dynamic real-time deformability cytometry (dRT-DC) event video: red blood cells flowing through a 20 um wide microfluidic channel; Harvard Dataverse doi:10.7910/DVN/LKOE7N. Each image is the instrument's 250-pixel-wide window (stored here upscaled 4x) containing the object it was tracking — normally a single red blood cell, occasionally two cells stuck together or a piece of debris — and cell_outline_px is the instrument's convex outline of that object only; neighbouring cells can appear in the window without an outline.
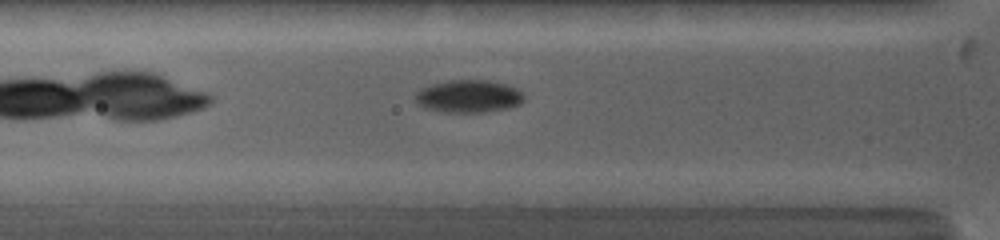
{"species": "common noctule bat (a hibernating species)", "species_latin": "Nyctalus noctula", "temperature_condition": "warm", "stored_images_in_passage": 31, "camera_frame_rate_fps": 5000, "um_per_image_px": 0.085, "animal": {"sex": "female", "body_mass_g": 19.0, "forearm_length_mm": 53.3}, "frame": {"image": 1, "passage_image": 6, "time_ms": 2.0, "image_size_px": [1000, 240], "cell_outline_px": [[524, 100], [520, 104], [508, 108], [484, 112], [444, 112], [424, 108], [416, 104], [416, 92], [420, 88], [432, 84], [448, 80], [488, 80], [508, 84], [524, 92]], "centroid_in_image_um": [39.84, 8.18], "position_along_channel_um": 86.0, "area_um2": 20.92}}
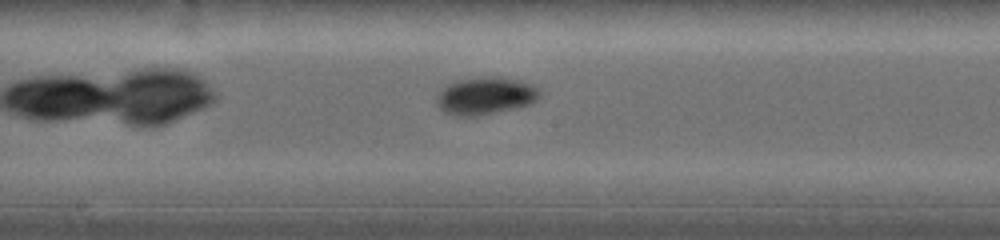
{"frame": {"image": 2, "passage_image": 14, "time_ms": 5.0, "image_size_px": [1000, 240], "cell_outline_px": [[540, 96], [532, 104], [516, 108], [476, 116], [456, 116], [444, 112], [436, 104], [436, 96], [448, 84], [456, 80], [480, 76], [500, 76], [520, 80], [532, 84], [540, 88]], "centroid_in_image_um": [41.29, 8.13], "position_along_channel_um": 206.9, "area_um2": 22.89}}
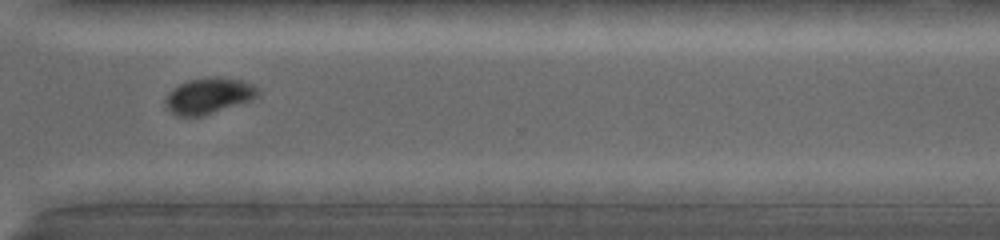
{"frame": {"image": 3, "passage_image": 24, "time_ms": 8.6, "image_size_px": [1000, 240], "cell_outline_px": [[260, 96], [252, 100], [204, 116], [176, 116], [164, 108], [164, 100], [168, 92], [172, 88], [188, 80], [216, 76], [244, 80], [260, 88]], "centroid_in_image_um": [17.75, 8.15], "position_along_channel_um": 352.9, "area_um2": 19.94}}